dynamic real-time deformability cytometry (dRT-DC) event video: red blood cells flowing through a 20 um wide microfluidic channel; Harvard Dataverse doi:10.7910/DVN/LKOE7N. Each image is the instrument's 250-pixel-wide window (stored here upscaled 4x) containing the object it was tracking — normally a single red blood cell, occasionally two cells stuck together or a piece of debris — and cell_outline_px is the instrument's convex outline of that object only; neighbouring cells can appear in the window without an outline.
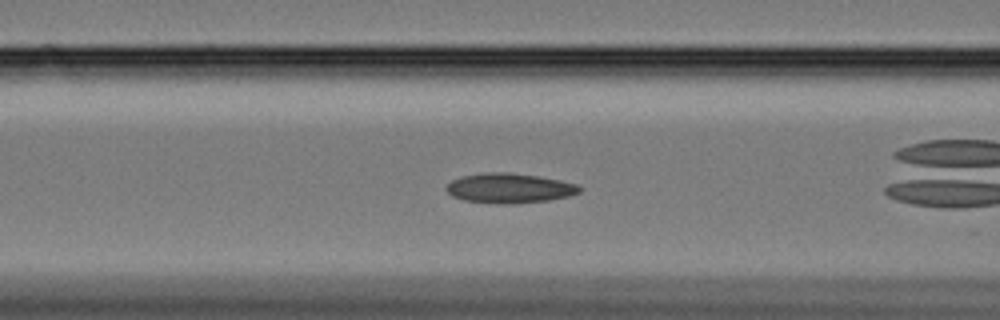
{"species": "Egyptian fruit bat (a non-hibernating species)", "species_latin": "Rousettus aegyptiacus", "temperature_condition": "cold", "stored_images_in_passage": 35, "camera_frame_rate_fps": 3000, "um_per_image_px": 0.085, "animal": {"sex": "female"}, "frame": {"image": 1, "passage_image": 7, "time_ms": 2.0, "image_size_px": [1000, 320], "cell_outline_px": [[584, 188], [580, 192], [568, 196], [548, 200], [512, 204], [496, 204], [464, 200], [452, 196], [444, 188], [452, 180], [464, 176], [496, 172], [504, 172], [540, 176], [560, 180], [576, 184]], "centroid_in_image_um": [43.32, 16.01], "position_along_channel_um": 123.3, "area_um2": 23.0}}
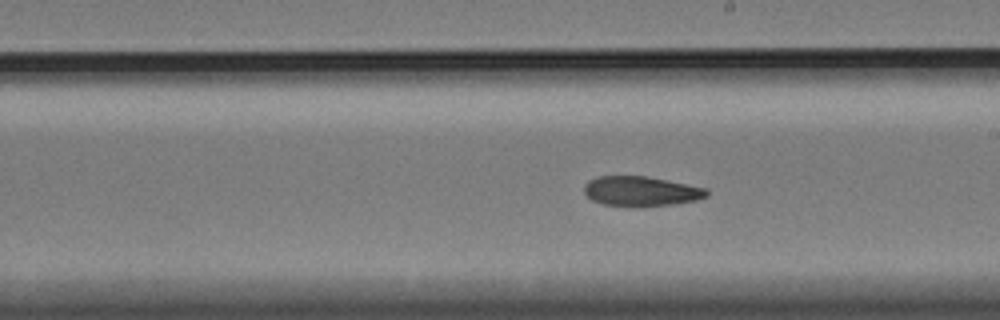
{"frame": {"image": 2, "passage_image": 17, "time_ms": 5.333, "image_size_px": [1000, 320], "cell_outline_px": [[708, 196], [696, 200], [676, 204], [640, 208], [636, 208], [604, 204], [592, 200], [584, 192], [584, 184], [588, 180], [600, 176], [644, 176], [668, 180], [708, 188]], "centroid_in_image_um": [54.51, 16.27], "position_along_channel_um": 234.5, "area_um2": 21.73}}
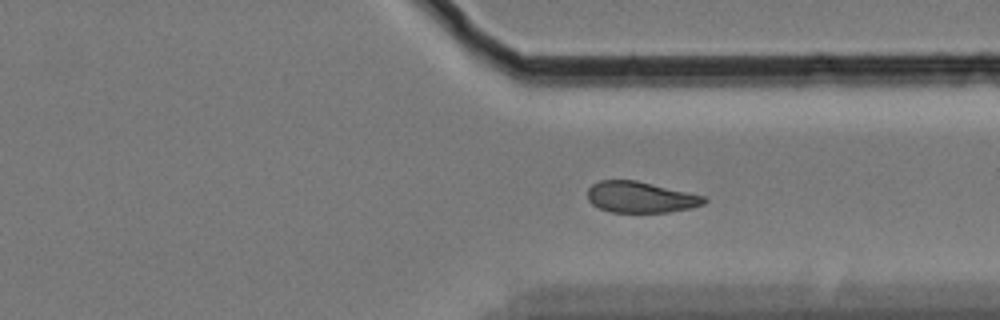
{"frame": {"image": 3, "passage_image": 28, "time_ms": 9.0, "image_size_px": [1000, 320], "cell_outline_px": [[708, 200], [704, 204], [692, 208], [668, 212], [612, 212], [600, 208], [592, 204], [588, 200], [588, 188], [592, 184], [600, 180], [636, 180], [704, 196]], "centroid_in_image_um": [54.44, 16.76], "position_along_channel_um": 357.0, "area_um2": 21.04}, "authors_computed_cell_mechanics": {"area_um2": 22.1952, "velocity_mm_per_s": 3.3322, "shape_relaxation_time_tau1_ms": null, "shape_relaxation_time_tau2_ms": 4.3764, "deformation_change_tau1": null, "deformation_change_tau2": 0.0861}}